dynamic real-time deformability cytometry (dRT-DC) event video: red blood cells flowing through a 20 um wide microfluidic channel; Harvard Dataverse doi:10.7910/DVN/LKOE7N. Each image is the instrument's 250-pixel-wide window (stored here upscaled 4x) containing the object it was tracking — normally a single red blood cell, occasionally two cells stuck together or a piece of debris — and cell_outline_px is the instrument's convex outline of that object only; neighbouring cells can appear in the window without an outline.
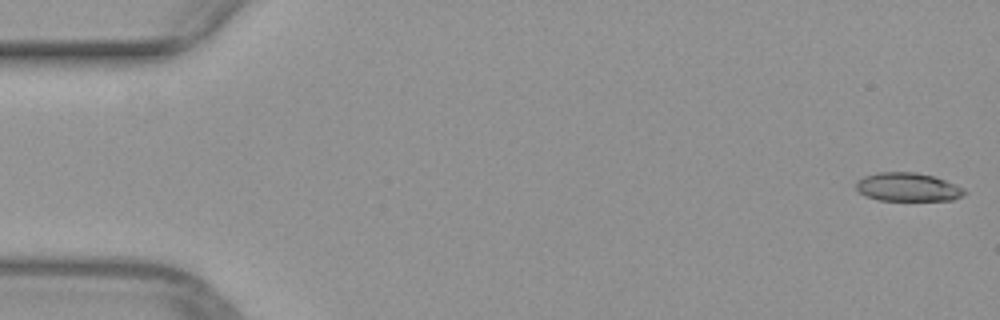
{"species": "common noctule bat (a hibernating species)", "species_latin": "Nyctalus noctula", "temperature_condition": "warm", "stored_images_in_passage": 11, "camera_frame_rate_fps": 3000, "um_per_image_px": 0.085, "animal": {"sex": "female", "body_mass_g": 29.2, "forearm_length_mm": 56.3}, "frame": {"image": 1, "passage_image": 1, "time_ms": 0.0, "image_size_px": [1000, 320], "cell_outline_px": [[968, 192], [964, 196], [952, 200], [880, 200], [864, 196], [856, 188], [856, 180], [864, 176], [876, 172], [916, 172], [932, 176], [944, 180], [964, 188]], "centroid_in_image_um": [77.15, 15.9], "position_along_channel_um": 7.8, "area_um2": 18.09}}